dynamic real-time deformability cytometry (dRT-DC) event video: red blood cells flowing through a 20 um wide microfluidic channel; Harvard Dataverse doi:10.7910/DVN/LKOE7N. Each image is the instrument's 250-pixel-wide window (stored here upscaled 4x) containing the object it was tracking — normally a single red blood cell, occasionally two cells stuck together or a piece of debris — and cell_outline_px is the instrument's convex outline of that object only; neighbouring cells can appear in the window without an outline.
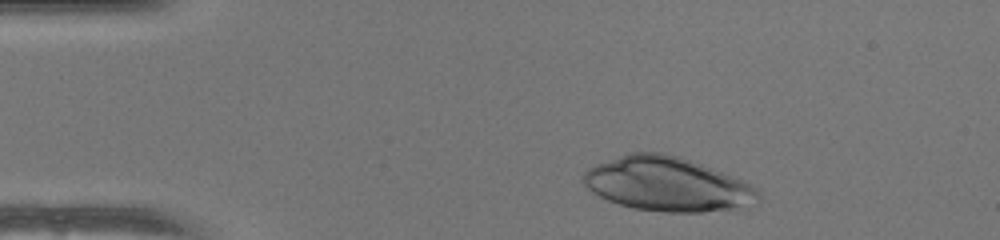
{"species": "human", "species_latin": "Homo sapiens", "temperature_condition": "warm", "stored_images_in_passage": 45, "camera_frame_rate_fps": 3000, "um_per_image_px": 0.085, "donor": {"sex": "female"}, "frame": {"image": 1, "passage_image": 3, "time_ms": 0.667, "image_size_px": [1000, 240], "cell_outline_px": [[760, 196], [736, 212], [664, 212], [636, 208], [620, 204], [608, 200], [592, 192], [580, 180], [580, 176], [588, 168], [596, 164], [628, 152], [664, 152], [680, 156], [744, 180], [760, 188]], "centroid_in_image_um": [56.75, 15.66], "position_along_channel_um": 28.2, "area_um2": 55.89}}
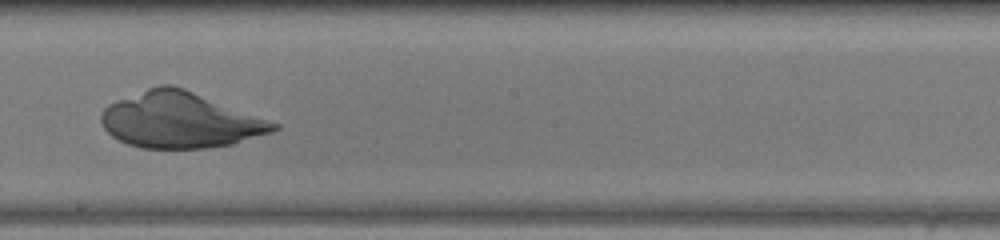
{"frame": {"image": 2, "passage_image": 23, "time_ms": 7.333, "image_size_px": [1000, 240], "cell_outline_px": [[280, 128], [272, 132], [232, 144], [204, 148], [144, 148], [128, 144], [112, 136], [104, 128], [100, 120], [100, 116], [104, 108], [108, 104], [148, 88], [160, 84], [172, 84], [184, 88], [280, 124]], "centroid_in_image_um": [15.3, 10.21], "position_along_channel_um": 232.9, "area_um2": 55.6}}
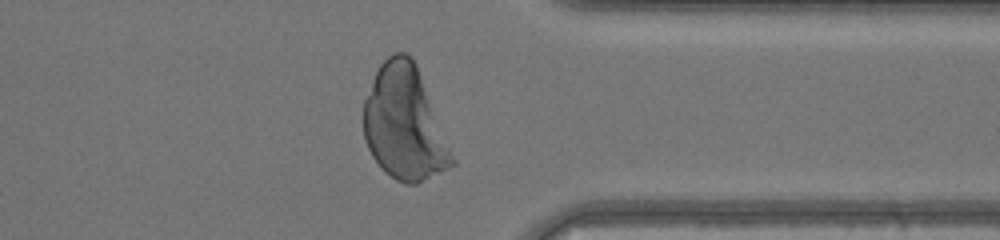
{"frame": {"image": 3, "passage_image": 34, "time_ms": 11.0, "image_size_px": [1000, 240], "cell_outline_px": [[456, 164], [416, 184], [404, 184], [396, 180], [372, 156], [364, 140], [360, 116], [364, 100], [372, 80], [380, 64], [392, 52], [404, 52], [412, 56], [416, 64], [456, 160]], "centroid_in_image_um": [34.35, 10.46], "position_along_channel_um": 377.1, "area_um2": 58.9}}